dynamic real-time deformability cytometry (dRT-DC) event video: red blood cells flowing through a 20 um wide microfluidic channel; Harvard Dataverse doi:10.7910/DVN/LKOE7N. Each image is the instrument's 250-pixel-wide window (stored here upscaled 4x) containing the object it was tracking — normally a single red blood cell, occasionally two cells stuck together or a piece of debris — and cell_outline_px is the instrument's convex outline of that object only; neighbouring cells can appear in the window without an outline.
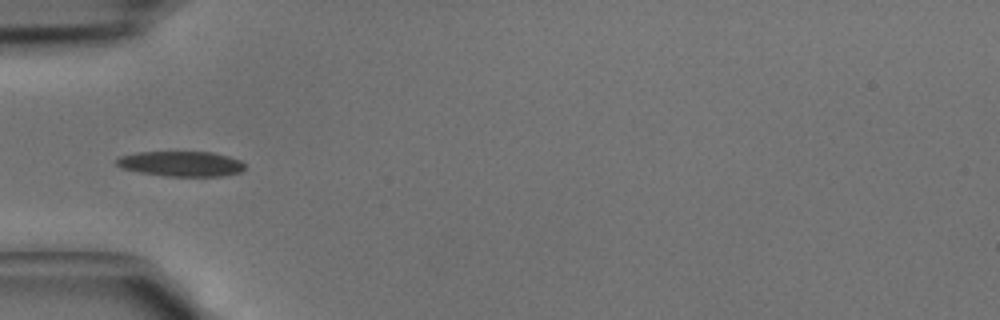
{"species": "common noctule bat (a hibernating species)", "species_latin": "Nyctalus noctula", "temperature_condition": "cold", "stored_images_in_passage": 30, "camera_frame_rate_fps": 3000, "um_per_image_px": 0.085, "animal": {"sex": "male", "body_mass_g": 15.6}, "frame": {"image": 1, "passage_image": 1, "time_ms": 0.0, "image_size_px": [1000, 320], "cell_outline_px": [[244, 168], [240, 172], [224, 176], [168, 176], [140, 172], [120, 168], [116, 164], [116, 160], [120, 156], [136, 152], [212, 152], [228, 156], [240, 160], [244, 164]], "centroid_in_image_um": [15.38, 13.92], "position_along_channel_um": 69.6, "area_um2": 18.79}}
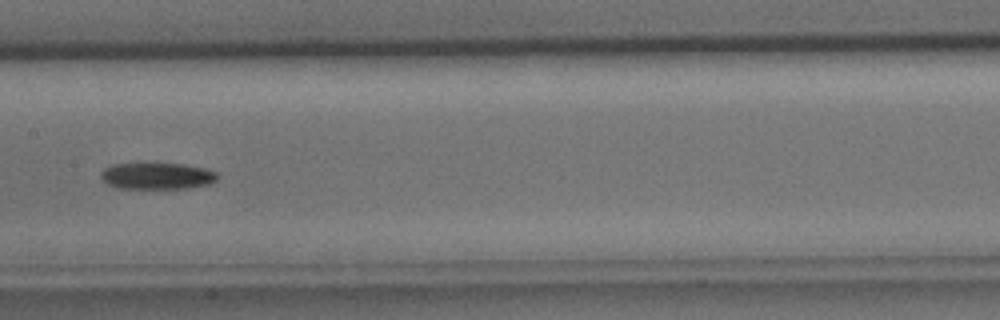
{"frame": {"image": 2, "passage_image": 9, "time_ms": 2.667, "image_size_px": [1000, 320], "cell_outline_px": [[216, 180], [208, 184], [188, 188], [120, 188], [108, 184], [100, 176], [100, 172], [104, 168], [112, 164], [144, 160], [184, 164], [204, 168], [216, 172]], "centroid_in_image_um": [13.28, 14.89], "position_along_channel_um": 194.1, "area_um2": 18.79}}
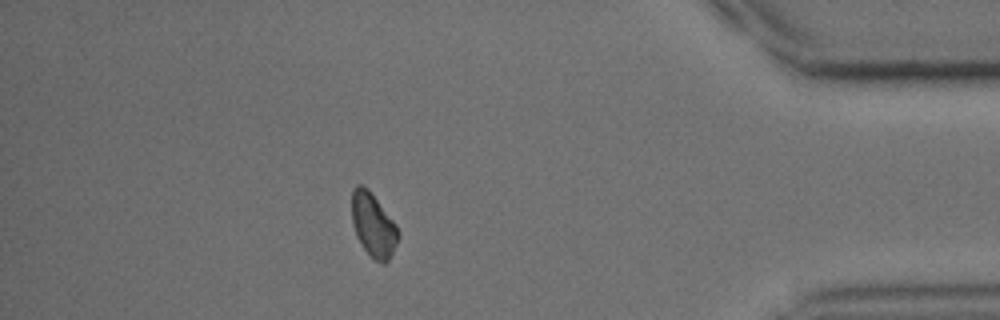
{"frame": {"image": 3, "passage_image": 25, "time_ms": 8.0, "image_size_px": [1000, 320], "cell_outline_px": [[400, 236], [388, 260], [384, 264], [372, 260], [356, 236], [352, 224], [352, 192], [356, 184], [360, 184], [368, 188], [396, 224], [400, 232]], "centroid_in_image_um": [31.73, 19.14], "position_along_channel_um": 403.5, "area_um2": 17.34}}